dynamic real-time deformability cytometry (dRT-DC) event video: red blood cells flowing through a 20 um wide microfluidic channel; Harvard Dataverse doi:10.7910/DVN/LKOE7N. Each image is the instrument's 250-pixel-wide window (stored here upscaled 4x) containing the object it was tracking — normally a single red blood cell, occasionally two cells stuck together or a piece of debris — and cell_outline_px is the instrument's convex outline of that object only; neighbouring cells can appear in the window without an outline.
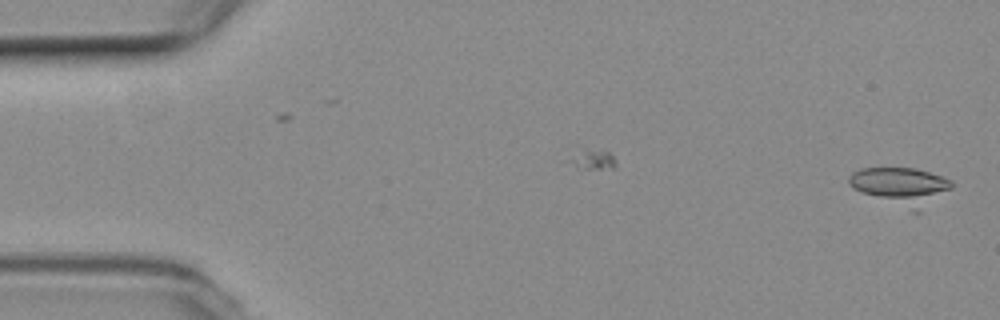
{"species": "common noctule bat (a hibernating species)", "species_latin": "Nyctalus noctula", "temperature_condition": "room temperature", "stored_images_in_passage": 18, "camera_frame_rate_fps": 3000, "um_per_image_px": 0.085, "animal": {"sex": "female", "body_mass_g": 19.3, "forearm_length_mm": 54.1}, "frame": {"image": 1, "passage_image": 1, "time_ms": 0.0, "image_size_px": [1000, 320], "cell_outline_px": [[952, 188], [920, 212], [912, 212], [852, 188], [848, 184], [848, 176], [852, 172], [860, 168], [916, 168], [952, 180]], "centroid_in_image_um": [76.58, 15.83], "position_along_channel_um": 8.4, "area_um2": 22.48}}
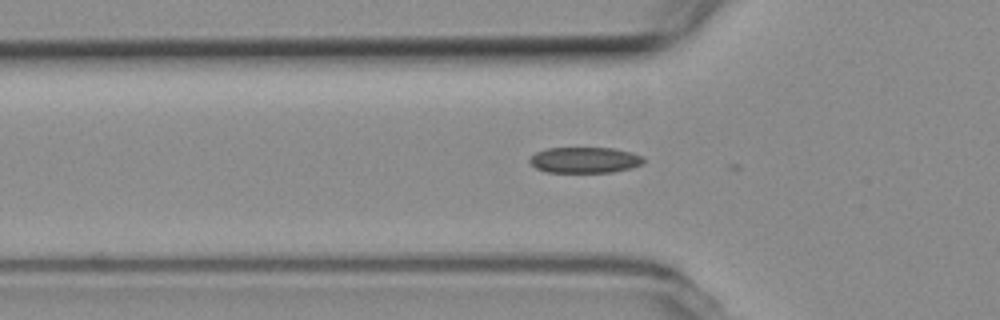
{"frame": {"image": 2, "passage_image": 17, "time_ms": 5.333, "image_size_px": [1000, 320], "cell_outline_px": [[644, 164], [632, 168], [612, 172], [544, 172], [536, 168], [528, 160], [536, 152], [548, 148], [612, 148], [632, 152], [644, 156]], "centroid_in_image_um": [49.74, 13.6], "position_along_channel_um": 76.1, "area_um2": 17.28}}